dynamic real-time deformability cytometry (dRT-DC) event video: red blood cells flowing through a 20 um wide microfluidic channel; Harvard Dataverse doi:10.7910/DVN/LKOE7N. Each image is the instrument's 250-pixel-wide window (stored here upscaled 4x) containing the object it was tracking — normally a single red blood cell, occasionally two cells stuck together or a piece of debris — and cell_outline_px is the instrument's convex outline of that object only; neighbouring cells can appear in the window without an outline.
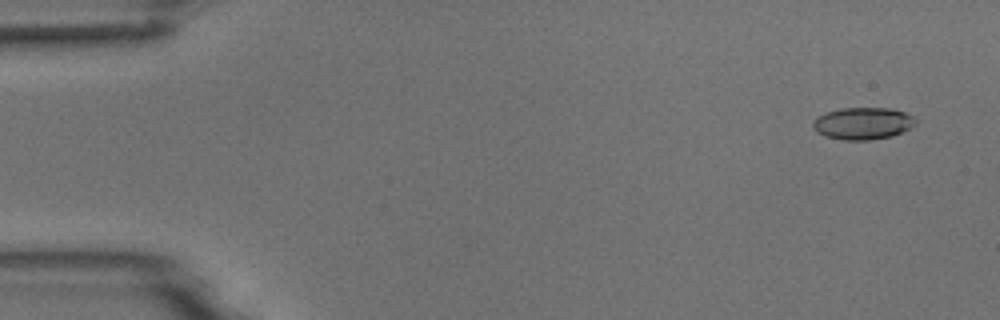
{"species": "common noctule bat (a hibernating species)", "species_latin": "Nyctalus noctula", "temperature_condition": "room temperature", "stored_images_in_passage": 5, "camera_frame_rate_fps": 3000, "um_per_image_px": 0.085, "animal": {"sex": "male", "body_mass_g": 18.8}, "frame": {"image": 1, "passage_image": 1, "time_ms": 0.0, "image_size_px": [1000, 320], "cell_outline_px": [[916, 124], [892, 136], [868, 140], [844, 140], [824, 136], [816, 132], [812, 128], [812, 124], [820, 116], [828, 112], [840, 108], [892, 108], [904, 112], [912, 116], [916, 120]], "centroid_in_image_um": [73.33, 10.49], "position_along_channel_um": 11.7, "area_um2": 19.02}}
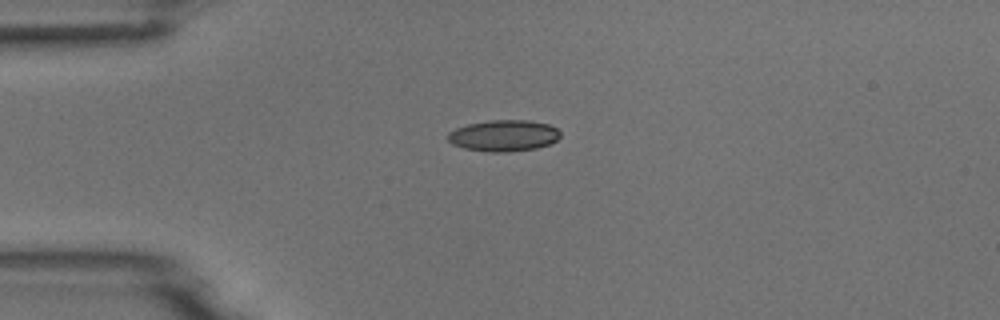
{"frame": {"image": 2, "passage_image": 4, "time_ms": 3.333, "image_size_px": [1000, 320], "cell_outline_px": [[560, 136], [556, 140], [548, 144], [536, 148], [508, 152], [488, 152], [464, 148], [452, 144], [448, 140], [448, 132], [456, 128], [468, 124], [492, 120], [528, 120], [548, 124], [556, 128], [560, 132]], "centroid_in_image_um": [42.8, 11.53], "position_along_channel_um": 42.2, "area_um2": 20.46}}